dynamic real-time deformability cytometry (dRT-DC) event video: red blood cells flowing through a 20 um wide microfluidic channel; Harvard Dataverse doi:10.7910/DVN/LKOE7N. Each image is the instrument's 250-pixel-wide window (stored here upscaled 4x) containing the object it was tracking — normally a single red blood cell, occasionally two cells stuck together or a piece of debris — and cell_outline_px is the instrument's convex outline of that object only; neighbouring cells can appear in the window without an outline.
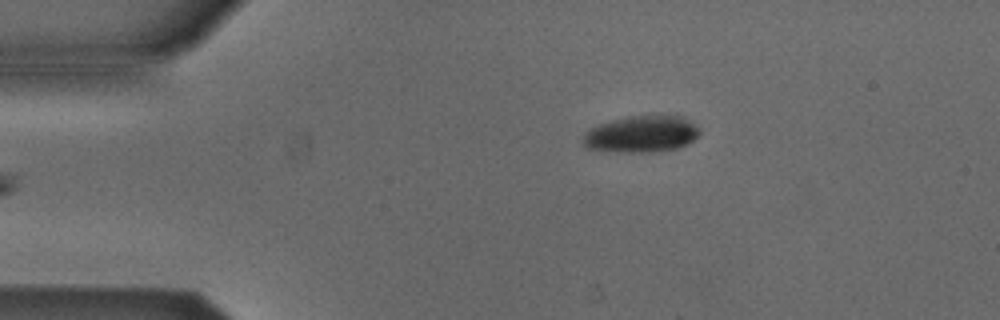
{"species": "Egyptian fruit bat (a non-hibernating species)", "species_latin": "Rousettus aegyptiacus", "temperature_condition": "cold", "stored_images_in_passage": 33, "camera_frame_rate_fps": 3000, "um_per_image_px": 0.085, "animal": {"sex": "male"}, "frame": {"image": 1, "passage_image": 1, "time_ms": 0.0, "image_size_px": [1000, 320], "cell_outline_px": [[700, 132], [692, 140], [676, 148], [648, 152], [616, 152], [588, 148], [584, 144], [584, 136], [592, 128], [600, 124], [612, 120], [628, 116], [684, 116]], "centroid_in_image_um": [54.5, 11.4], "position_along_channel_um": 30.5, "area_um2": 24.16}}
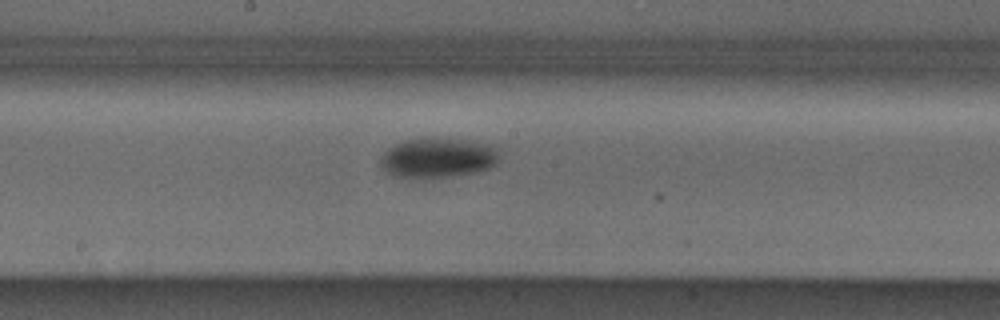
{"frame": {"image": 2, "passage_image": 19, "time_ms": 6.0, "image_size_px": [1000, 320], "cell_outline_px": [[496, 164], [480, 172], [420, 180], [396, 176], [388, 172], [380, 164], [380, 160], [384, 152], [388, 148], [404, 140], [432, 136], [464, 140], [488, 144], [496, 152]], "centroid_in_image_um": [37.15, 13.42], "position_along_channel_um": 211.0, "area_um2": 27.86}}
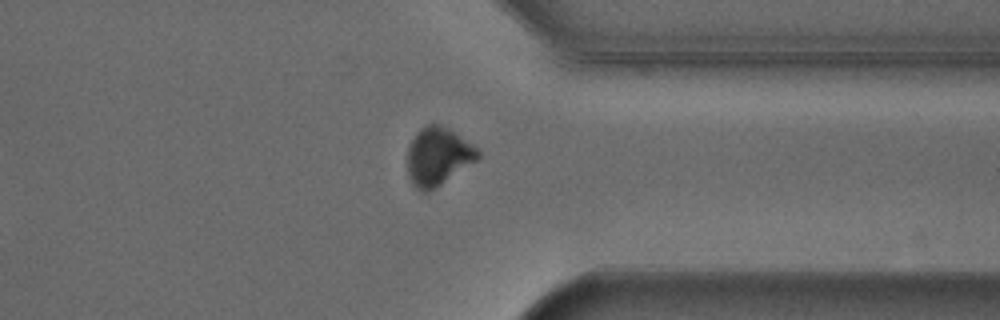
{"frame": {"image": 3, "passage_image": 32, "time_ms": 10.333, "image_size_px": [1000, 320], "cell_outline_px": [[480, 156], [476, 160], [428, 192], [420, 192], [412, 184], [408, 176], [408, 148], [416, 132], [424, 124], [440, 124], [448, 128], [472, 144], [480, 152]], "centroid_in_image_um": [37.19, 13.28], "position_along_channel_um": 374.2, "area_um2": 23.52}}